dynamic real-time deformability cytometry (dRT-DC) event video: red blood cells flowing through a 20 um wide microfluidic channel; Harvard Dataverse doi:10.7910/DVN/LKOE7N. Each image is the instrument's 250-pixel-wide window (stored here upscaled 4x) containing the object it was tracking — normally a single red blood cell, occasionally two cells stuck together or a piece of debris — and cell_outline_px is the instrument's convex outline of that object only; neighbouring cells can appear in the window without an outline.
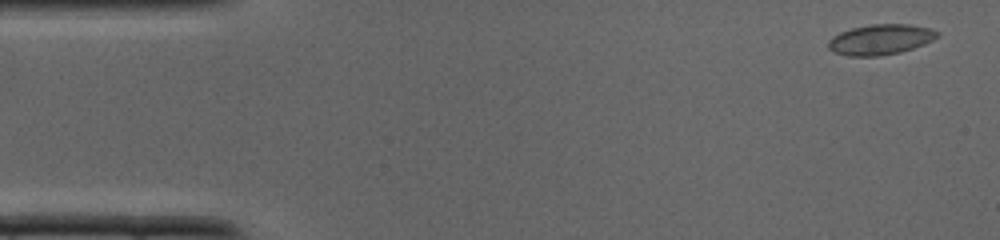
{"species": "common noctule bat (a hibernating species)", "species_latin": "Nyctalus noctula", "temperature_condition": "cold", "stored_images_in_passage": 10, "camera_frame_rate_fps": 3000, "um_per_image_px": 0.085, "animal": {"sex": "male", "body_mass_g": 19.0, "forearm_length_mm": 50.8}, "frame": {"image": 1, "passage_image": 2, "time_ms": 0.333, "image_size_px": [1000, 240], "cell_outline_px": [[940, 36], [924, 44], [900, 52], [880, 56], [848, 56], [836, 52], [828, 48], [828, 40], [832, 36], [840, 32], [852, 28], [872, 24], [908, 24], [928, 28], [940, 32]], "centroid_in_image_um": [74.84, 3.36], "position_along_channel_um": 10.2, "area_um2": 19.25}}
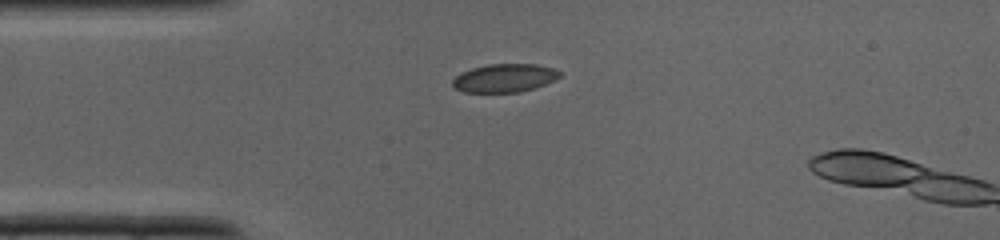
{"frame": {"image": 2, "passage_image": 9, "time_ms": 2.667, "image_size_px": [1000, 240], "cell_outline_px": [[564, 72], [556, 80], [520, 92], [464, 92], [452, 88], [452, 80], [460, 72], [472, 68], [488, 64], [536, 64], [556, 68]], "centroid_in_image_um": [42.9, 6.62], "position_along_channel_um": 42.1, "area_um2": 17.92}}